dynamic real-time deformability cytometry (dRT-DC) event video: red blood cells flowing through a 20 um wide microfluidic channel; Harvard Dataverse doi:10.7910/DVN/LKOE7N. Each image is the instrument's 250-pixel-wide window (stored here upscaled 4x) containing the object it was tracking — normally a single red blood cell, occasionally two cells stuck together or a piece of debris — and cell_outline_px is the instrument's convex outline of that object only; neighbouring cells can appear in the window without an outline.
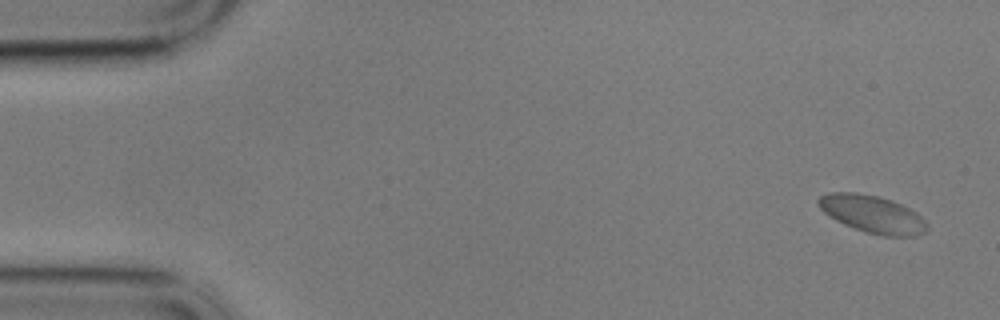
{"species": "common noctule bat (a hibernating species)", "species_latin": "Nyctalus noctula", "temperature_condition": "cold", "stored_images_in_passage": 15, "camera_frame_rate_fps": 3000, "um_per_image_px": 0.085, "animal": {"sex": "male", "body_mass_g": 17.9}, "frame": {"image": 1, "passage_image": 1, "time_ms": 0.0, "image_size_px": [1000, 320], "cell_outline_px": [[928, 232], [916, 236], [880, 236], [864, 232], [844, 224], [836, 220], [824, 212], [820, 208], [816, 200], [820, 196], [828, 192], [856, 192], [876, 196], [892, 200], [916, 212], [928, 224]], "centroid_in_image_um": [74.17, 18.21], "position_along_channel_um": 10.8, "area_um2": 23.87}}
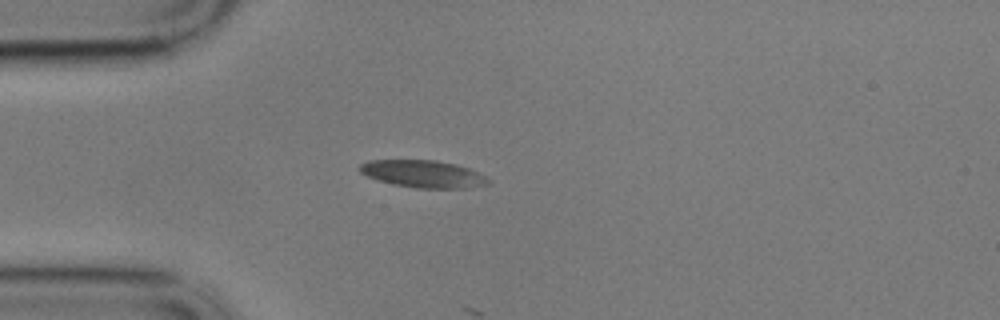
{"frame": {"image": 2, "passage_image": 14, "time_ms": 4.333, "image_size_px": [1000, 320], "cell_outline_px": [[492, 184], [468, 188], [416, 188], [392, 184], [376, 180], [360, 172], [360, 164], [368, 160], [436, 160], [456, 164], [468, 168], [492, 180]], "centroid_in_image_um": [35.99, 14.79], "position_along_channel_um": 49.0, "area_um2": 20.58}}